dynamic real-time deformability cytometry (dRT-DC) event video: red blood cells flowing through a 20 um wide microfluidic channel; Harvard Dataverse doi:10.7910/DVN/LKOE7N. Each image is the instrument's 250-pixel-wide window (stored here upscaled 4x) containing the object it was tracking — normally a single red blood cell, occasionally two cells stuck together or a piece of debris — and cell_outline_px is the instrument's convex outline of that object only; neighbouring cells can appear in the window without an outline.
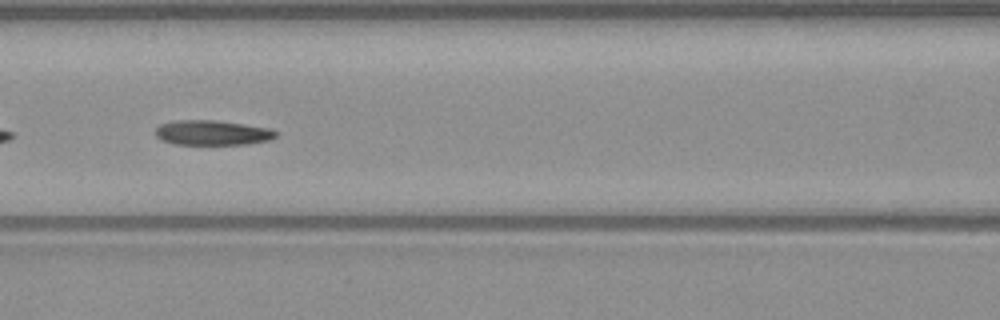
{"species": "common noctule bat (a hibernating species)", "species_latin": "Nyctalus noctula", "temperature_condition": "warm", "stored_images_in_passage": 52, "camera_frame_rate_fps": 3000, "um_per_image_px": 0.085, "animal": {"sex": "male", "body_mass_g": 23.1, "forearm_length_mm": 52.7}, "frame": {"image": 1, "passage_image": 23, "time_ms": 7.333, "image_size_px": [1000, 320], "cell_outline_px": [[280, 132], [276, 136], [268, 140], [248, 144], [176, 144], [160, 140], [156, 136], [156, 128], [160, 124], [172, 120], [216, 120], [272, 128]], "centroid_in_image_um": [18.06, 11.27], "position_along_channel_um": 148.5, "area_um2": 17.63}}
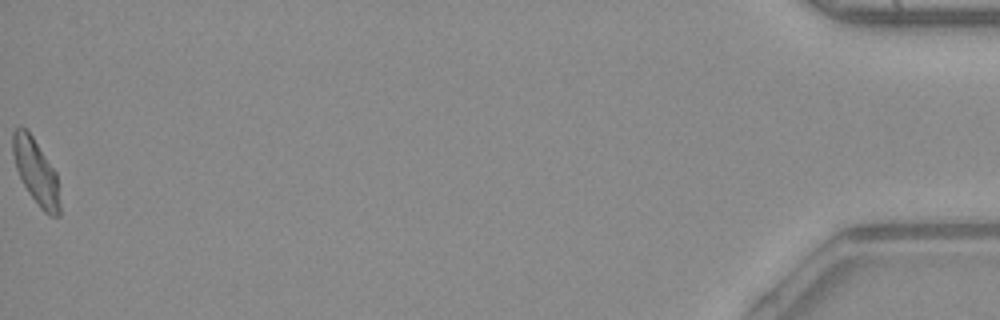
{"frame": {"image": 2, "passage_image": 52, "time_ms": 17.0, "image_size_px": [1000, 320], "cell_outline_px": [[60, 216], [48, 216], [40, 208], [28, 192], [16, 168], [12, 152], [12, 132], [20, 124], [28, 128], [56, 172], [60, 204]], "centroid_in_image_um": [3.05, 14.55], "position_along_channel_um": 432.2, "area_um2": 18.09}, "authors_computed_cell_mechanics": {"area_um2": 18.3515, "velocity_mm_per_s": 4.0651, "shape_relaxation_time_tau1_ms": null, "shape_relaxation_time_tau2_ms": 4.7709, "deformation_change_tau1": null, "deformation_change_tau2": 0.0994}}